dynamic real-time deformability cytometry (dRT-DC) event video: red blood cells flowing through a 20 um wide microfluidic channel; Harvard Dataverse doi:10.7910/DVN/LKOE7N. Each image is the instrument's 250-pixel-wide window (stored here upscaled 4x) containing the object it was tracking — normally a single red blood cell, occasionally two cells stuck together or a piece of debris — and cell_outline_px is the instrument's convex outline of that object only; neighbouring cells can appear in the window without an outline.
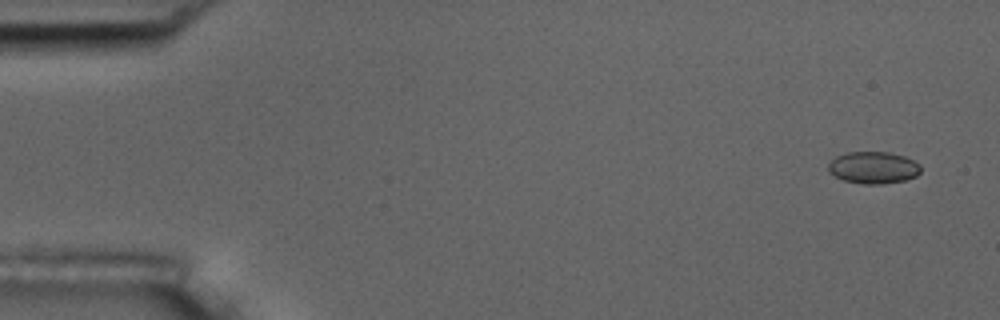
{"species": "common noctule bat (a hibernating species)", "species_latin": "Nyctalus noctula", "temperature_condition": "room temperature", "stored_images_in_passage": 6, "segment_of_instrument_passage": [1, 2], "camera_frame_rate_fps": 3000, "um_per_image_px": 0.085, "animal": {"sex": "male", "body_mass_g": 17.5, "forearm_length_mm": 52.3}, "frame": {"image": 1, "passage_image": 1, "time_ms": 0.0, "image_size_px": [1000, 320], "cell_outline_px": [[920, 172], [916, 176], [904, 180], [880, 184], [864, 184], [844, 180], [828, 172], [828, 164], [836, 156], [848, 152], [888, 152], [904, 156], [920, 164]], "centroid_in_image_um": [74.23, 14.24], "position_along_channel_um": 10.8, "area_um2": 17.11}}
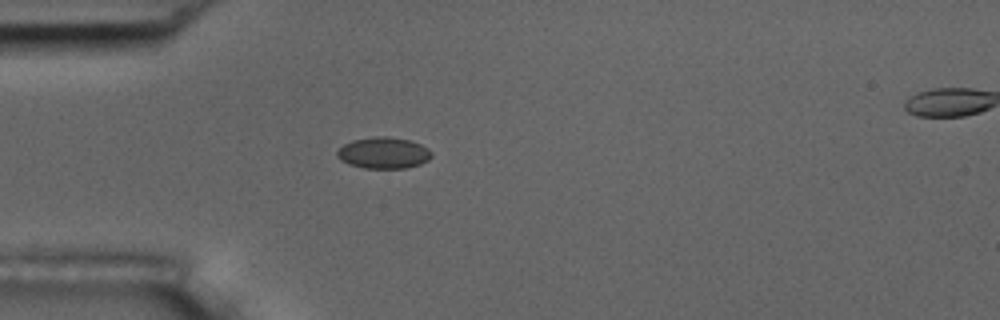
{"frame": {"image": 2, "passage_image": 5, "time_ms": 4.333, "image_size_px": [1000, 320], "cell_outline_px": [[432, 156], [428, 160], [420, 164], [404, 168], [364, 168], [348, 164], [340, 160], [336, 156], [336, 152], [344, 144], [352, 140], [376, 136], [388, 136], [408, 140], [420, 144], [428, 148], [432, 152]], "centroid_in_image_um": [32.59, 12.99], "position_along_channel_um": 52.4, "area_um2": 17.28}}